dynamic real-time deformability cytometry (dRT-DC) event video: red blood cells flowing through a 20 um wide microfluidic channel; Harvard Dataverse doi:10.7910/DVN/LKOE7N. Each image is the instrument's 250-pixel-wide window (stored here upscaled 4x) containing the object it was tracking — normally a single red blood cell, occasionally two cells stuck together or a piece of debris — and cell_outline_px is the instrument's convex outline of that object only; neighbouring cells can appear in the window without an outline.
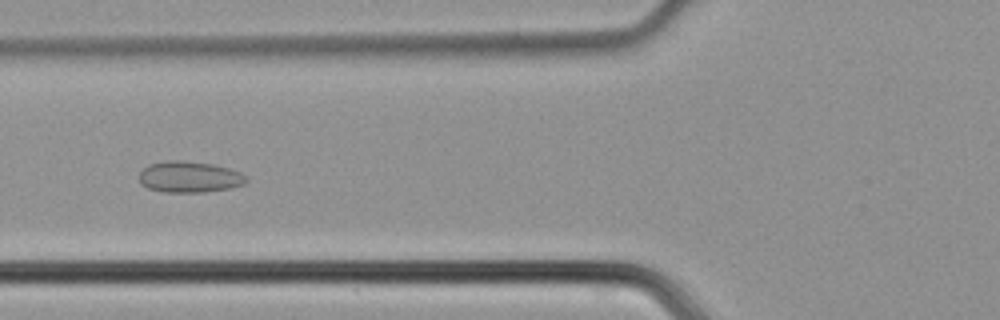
{"species": "common noctule bat (a hibernating species)", "species_latin": "Nyctalus noctula", "temperature_condition": "cold", "stored_images_in_passage": 38, "camera_frame_rate_fps": 3000, "um_per_image_px": 0.085, "animal": {"sex": "male", "body_mass_g": 21.5, "forearm_length_mm": 52.0}, "frame": {"image": 1, "passage_image": 12, "time_ms": 3.667, "image_size_px": [1000, 320], "cell_outline_px": [[248, 180], [244, 184], [228, 188], [204, 192], [164, 192], [148, 188], [140, 184], [140, 172], [148, 164], [172, 160], [180, 160], [212, 164], [228, 168], [240, 172], [248, 176]], "centroid_in_image_um": [16.1, 15.04], "position_along_channel_um": 109.7, "area_um2": 19.42}}
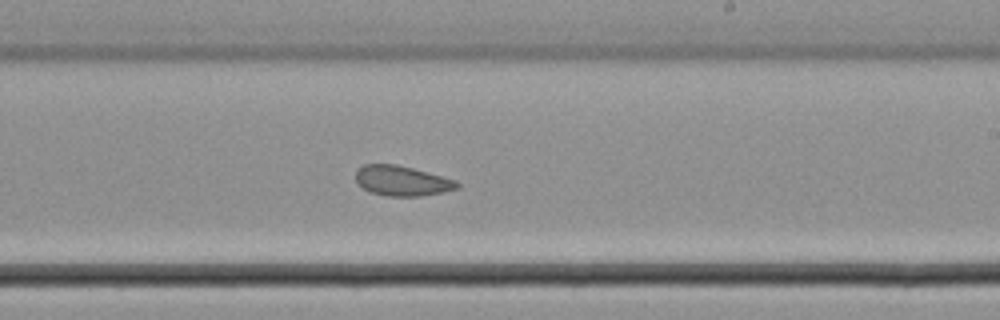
{"frame": {"image": 2, "passage_image": 22, "time_ms": 7.0, "image_size_px": [1000, 320], "cell_outline_px": [[460, 188], [444, 192], [420, 196], [384, 196], [368, 192], [356, 180], [356, 172], [364, 164], [396, 164], [412, 168], [456, 180], [460, 184]], "centroid_in_image_um": [34.19, 15.38], "position_along_channel_um": 254.8, "area_um2": 17.74}}
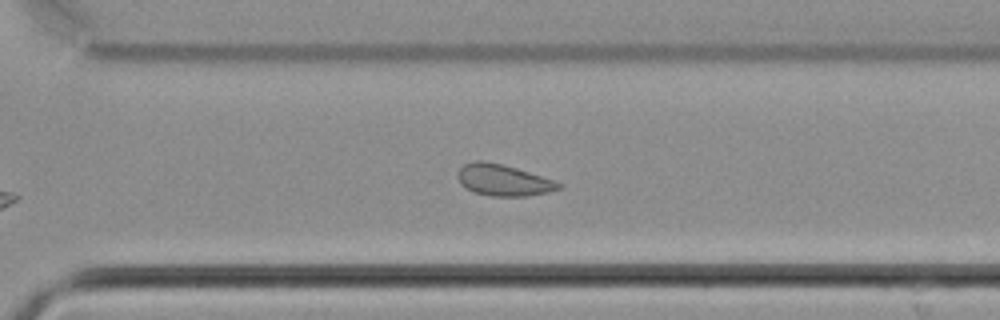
{"frame": {"image": 3, "passage_image": 27, "time_ms": 8.667, "image_size_px": [1000, 320], "cell_outline_px": [[564, 184], [560, 188], [548, 192], [528, 196], [492, 196], [476, 192], [460, 184], [456, 176], [460, 168], [464, 164], [476, 160], [480, 160], [500, 164], [556, 180]], "centroid_in_image_um": [42.79, 15.32], "position_along_channel_um": 327.8, "area_um2": 18.26}}